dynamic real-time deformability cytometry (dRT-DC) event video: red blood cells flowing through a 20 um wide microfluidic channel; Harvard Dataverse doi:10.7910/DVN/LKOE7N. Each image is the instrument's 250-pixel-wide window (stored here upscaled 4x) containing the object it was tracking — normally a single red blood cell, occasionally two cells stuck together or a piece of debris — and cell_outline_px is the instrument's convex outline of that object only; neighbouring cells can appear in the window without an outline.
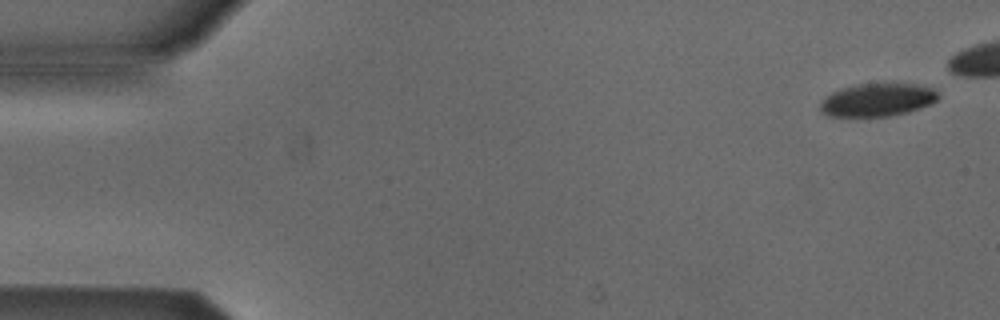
{"species": "Egyptian fruit bat (a non-hibernating species)", "species_latin": "Rousettus aegyptiacus", "temperature_condition": "cold", "stored_images_in_passage": 8, "camera_frame_rate_fps": 3000, "um_per_image_px": 0.085, "animal": {"sex": "male"}, "frame": {"image": 1, "passage_image": 1, "time_ms": 0.0, "image_size_px": [1000, 320], "cell_outline_px": [[940, 96], [936, 100], [920, 108], [908, 112], [888, 116], [828, 116], [820, 108], [820, 100], [824, 96], [840, 88], [856, 84], [916, 84], [932, 88]], "centroid_in_image_um": [74.54, 8.48], "position_along_channel_um": 10.5, "area_um2": 22.54}}
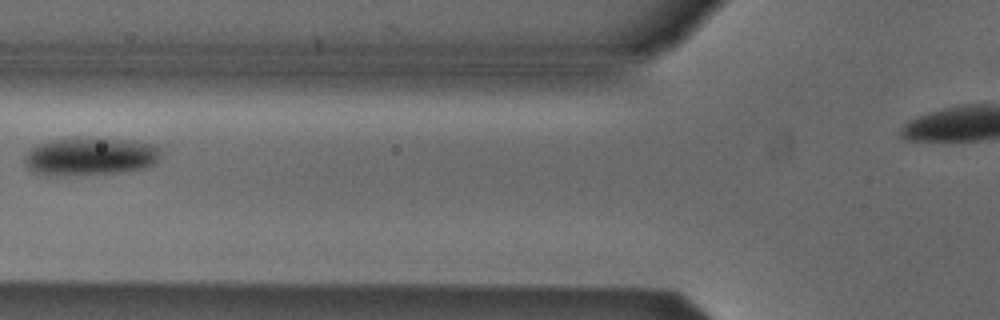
{"frame": {"image": 2, "passage_image": 7, "time_ms": 8.0, "image_size_px": [1000, 320], "cell_outline_px": [[160, 156], [152, 164], [144, 168], [116, 172], [64, 176], [48, 176], [32, 172], [24, 164], [24, 156], [36, 144], [48, 140], [76, 136], [80, 136], [136, 140], [152, 144], [160, 148]], "centroid_in_image_um": [7.6, 13.26], "position_along_channel_um": 118.2, "area_um2": 30.92}}
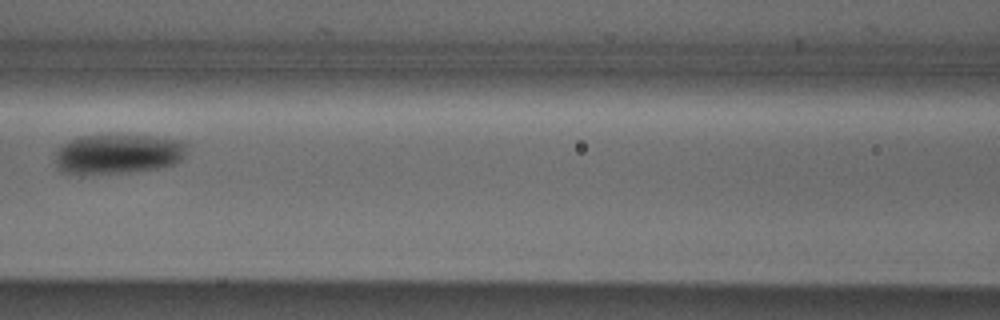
{"frame": {"image": 3, "passage_image": 8, "time_ms": 9.0, "image_size_px": [1000, 320], "cell_outline_px": [[188, 144], [184, 156], [180, 160], [172, 164], [160, 168], [128, 172], [80, 176], [64, 172], [56, 164], [56, 152], [64, 144], [80, 136], [148, 136], [184, 140]], "centroid_in_image_um": [10.05, 13.12], "position_along_channel_um": 156.6, "area_um2": 30.58}}